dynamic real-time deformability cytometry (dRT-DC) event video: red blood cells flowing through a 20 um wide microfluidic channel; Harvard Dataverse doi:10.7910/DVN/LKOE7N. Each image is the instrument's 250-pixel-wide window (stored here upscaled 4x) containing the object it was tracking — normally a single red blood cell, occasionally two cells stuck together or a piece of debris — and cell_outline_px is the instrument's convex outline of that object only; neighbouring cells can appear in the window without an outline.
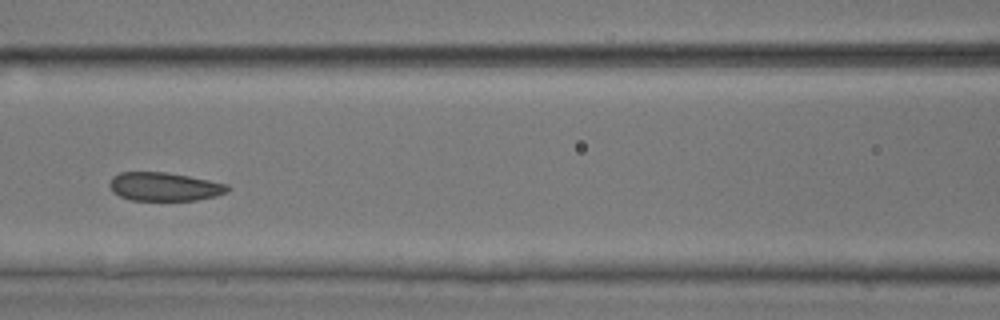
{"species": "common noctule bat (a hibernating species)", "species_latin": "Nyctalus noctula", "temperature_condition": "room temperature", "stored_images_in_passage": 10, "camera_frame_rate_fps": 3000, "um_per_image_px": 0.085, "animal": {"sex": "male", "body_mass_g": 17.9, "forearm_length_mm": 54.2}, "frame": {"image": 1, "passage_image": 6, "time_ms": 1.667, "image_size_px": [1000, 320], "cell_outline_px": [[232, 188], [228, 192], [216, 196], [196, 200], [132, 200], [120, 196], [112, 192], [108, 184], [112, 176], [120, 172], [168, 172], [228, 184]], "centroid_in_image_um": [13.97, 15.86], "position_along_channel_um": 152.6, "area_um2": 19.77}}
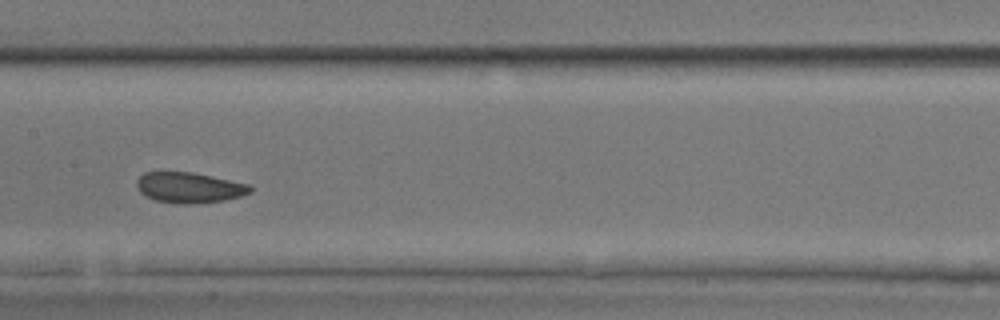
{"frame": {"image": 2, "passage_image": 7, "time_ms": 2.0, "image_size_px": [1000, 320], "cell_outline_px": [[252, 192], [240, 196], [224, 200], [180, 204], [176, 204], [156, 200], [140, 192], [136, 184], [136, 180], [144, 172], [192, 172], [252, 184]], "centroid_in_image_um": [16.11, 15.93], "position_along_channel_um": 191.3, "area_um2": 20.11}}
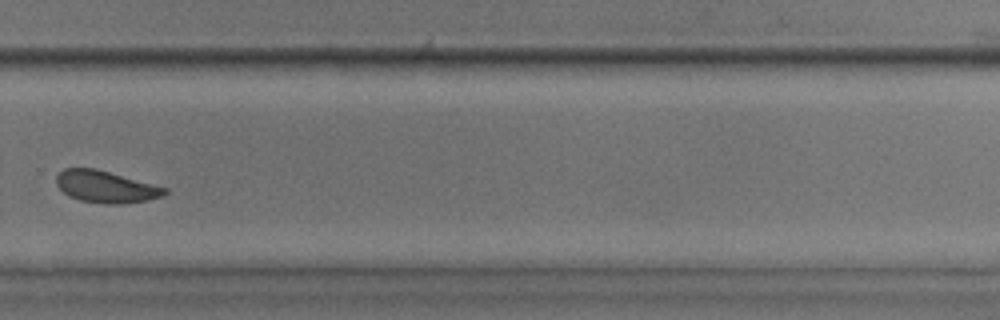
{"frame": {"image": 3, "passage_image": 10, "time_ms": 3.0, "image_size_px": [1000, 320], "cell_outline_px": [[168, 192], [164, 196], [148, 200], [120, 204], [108, 204], [80, 200], [68, 196], [56, 184], [56, 176], [64, 168], [96, 168], [168, 188]], "centroid_in_image_um": [9.01, 15.87], "position_along_channel_um": 320.8, "area_um2": 20.17}}